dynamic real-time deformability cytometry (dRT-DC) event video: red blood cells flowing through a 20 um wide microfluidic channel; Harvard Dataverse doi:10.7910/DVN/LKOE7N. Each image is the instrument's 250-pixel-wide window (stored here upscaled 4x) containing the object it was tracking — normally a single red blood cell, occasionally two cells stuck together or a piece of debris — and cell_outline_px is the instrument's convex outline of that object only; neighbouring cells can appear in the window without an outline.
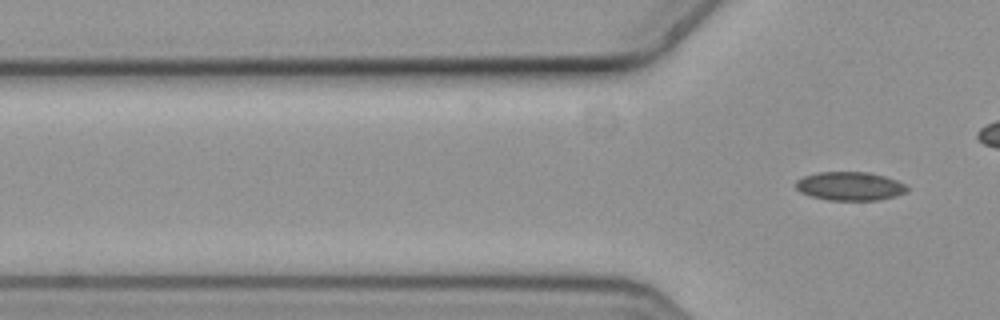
{"species": "common noctule bat (a hibernating species)", "species_latin": "Nyctalus noctula", "temperature_condition": "cold", "stored_images_in_passage": 5, "camera_frame_rate_fps": 3000, "um_per_image_px": 0.085, "animal": {"sex": "female", "body_mass_g": 19.3, "forearm_length_mm": 54.1}, "frame": {"image": 1, "passage_image": 5, "time_ms": 1.333, "image_size_px": [1000, 320], "cell_outline_px": [[908, 192], [896, 196], [880, 200], [828, 200], [812, 196], [800, 192], [796, 188], [796, 180], [804, 176], [820, 172], [868, 172], [884, 176], [896, 180], [904, 184], [908, 188]], "centroid_in_image_um": [72.26, 15.83], "position_along_channel_um": 53.5, "area_um2": 18.55}}